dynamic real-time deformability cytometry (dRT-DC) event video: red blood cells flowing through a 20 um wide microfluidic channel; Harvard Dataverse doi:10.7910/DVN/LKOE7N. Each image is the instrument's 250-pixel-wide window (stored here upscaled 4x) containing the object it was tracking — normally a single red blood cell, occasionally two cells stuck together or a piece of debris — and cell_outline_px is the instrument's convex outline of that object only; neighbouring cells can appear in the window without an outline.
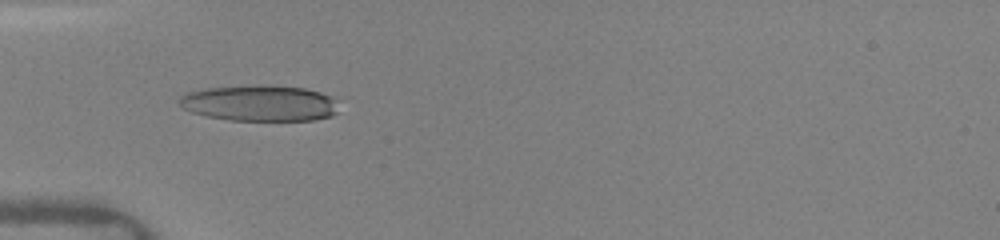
{"species": "human", "species_latin": "Homo sapiens", "temperature_condition": "warm", "stored_images_in_passage": 84, "camera_frame_rate_fps": 3000, "um_per_image_px": 0.085, "donor": {"sex": "female"}, "frame": {"image": 1, "passage_image": 17, "time_ms": 3.0, "image_size_px": [1000, 240], "cell_outline_px": [[336, 112], [332, 116], [316, 120], [228, 120], [208, 116], [192, 112], [184, 108], [180, 104], [180, 96], [184, 92], [204, 88], [256, 84], [268, 84], [304, 88], [320, 92], [328, 96], [332, 100]], "centroid_in_image_um": [22.01, 8.75], "position_along_channel_um": 63.0, "area_um2": 33.47}}
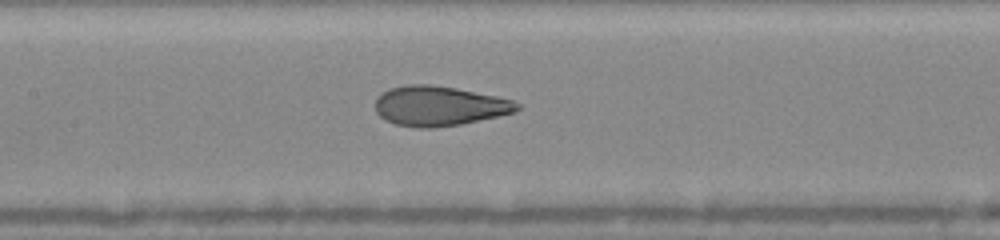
{"frame": {"image": 2, "passage_image": 33, "time_ms": 5.667, "image_size_px": [1000, 240], "cell_outline_px": [[520, 108], [516, 112], [460, 124], [432, 128], [416, 128], [396, 124], [384, 120], [376, 112], [376, 100], [380, 92], [388, 88], [408, 84], [432, 84], [456, 88], [496, 96], [512, 100], [520, 104]], "centroid_in_image_um": [37.3, 9.0], "position_along_channel_um": 170.1, "area_um2": 33.0}}
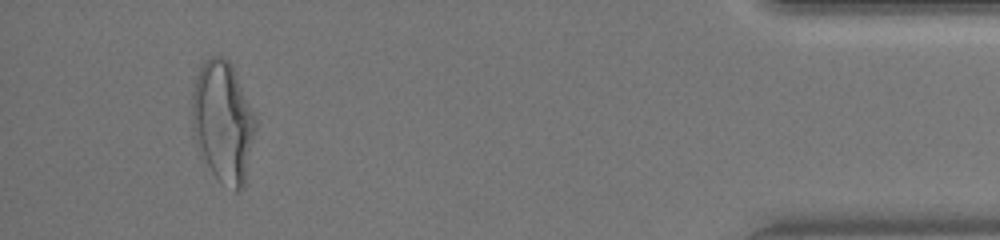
{"frame": {"image": 3, "passage_image": 77, "time_ms": 13.0, "image_size_px": [1000, 240], "cell_outline_px": [[256, 124], [244, 188], [240, 192], [236, 192], [220, 180], [200, 160], [192, 128], [192, 92], [196, 76], [200, 68], [212, 56], [220, 56], [228, 60], [232, 64], [256, 120]], "centroid_in_image_um": [18.93, 10.4], "position_along_channel_um": 416.3, "area_um2": 44.74}, "authors_computed_cell_mechanics": {"area_um2": 33.6107, "velocity_mm_per_s": 4.1427, "shape_relaxation_time_tau1_ms": 5.5427, "shape_relaxation_time_tau2_ms": 0.7575, "deformation_change_tau1": 0.2247, "deformation_change_tau2": 0.0737}}